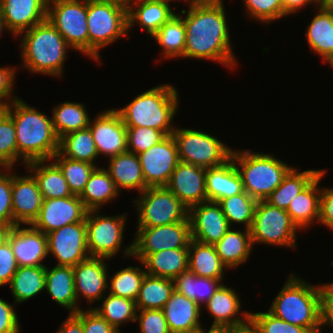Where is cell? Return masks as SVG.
Listing matches in <instances>:
<instances>
[{
	"instance_id": "cell-1",
	"label": "cell",
	"mask_w": 333,
	"mask_h": 333,
	"mask_svg": "<svg viewBox=\"0 0 333 333\" xmlns=\"http://www.w3.org/2000/svg\"><path fill=\"white\" fill-rule=\"evenodd\" d=\"M186 27L184 58L207 59L230 69L238 62L231 49L229 27L223 0L182 10Z\"/></svg>"
},
{
	"instance_id": "cell-2",
	"label": "cell",
	"mask_w": 333,
	"mask_h": 333,
	"mask_svg": "<svg viewBox=\"0 0 333 333\" xmlns=\"http://www.w3.org/2000/svg\"><path fill=\"white\" fill-rule=\"evenodd\" d=\"M18 98L3 109L12 117L18 147V161L51 160L59 151V138L52 119ZM20 159V160H19Z\"/></svg>"
},
{
	"instance_id": "cell-3",
	"label": "cell",
	"mask_w": 333,
	"mask_h": 333,
	"mask_svg": "<svg viewBox=\"0 0 333 333\" xmlns=\"http://www.w3.org/2000/svg\"><path fill=\"white\" fill-rule=\"evenodd\" d=\"M323 285L309 284L291 273L269 308L276 317L293 325L321 332Z\"/></svg>"
},
{
	"instance_id": "cell-4",
	"label": "cell",
	"mask_w": 333,
	"mask_h": 333,
	"mask_svg": "<svg viewBox=\"0 0 333 333\" xmlns=\"http://www.w3.org/2000/svg\"><path fill=\"white\" fill-rule=\"evenodd\" d=\"M177 89L170 84L153 87L137 95L121 109H115L126 127H150L172 135L173 119L179 107Z\"/></svg>"
},
{
	"instance_id": "cell-5",
	"label": "cell",
	"mask_w": 333,
	"mask_h": 333,
	"mask_svg": "<svg viewBox=\"0 0 333 333\" xmlns=\"http://www.w3.org/2000/svg\"><path fill=\"white\" fill-rule=\"evenodd\" d=\"M19 36L21 65L31 73L63 77L67 50L71 47L60 32L45 19Z\"/></svg>"
},
{
	"instance_id": "cell-6",
	"label": "cell",
	"mask_w": 333,
	"mask_h": 333,
	"mask_svg": "<svg viewBox=\"0 0 333 333\" xmlns=\"http://www.w3.org/2000/svg\"><path fill=\"white\" fill-rule=\"evenodd\" d=\"M235 150L231 159L241 176L244 191L257 201L266 200L294 168L270 153Z\"/></svg>"
},
{
	"instance_id": "cell-7",
	"label": "cell",
	"mask_w": 333,
	"mask_h": 333,
	"mask_svg": "<svg viewBox=\"0 0 333 333\" xmlns=\"http://www.w3.org/2000/svg\"><path fill=\"white\" fill-rule=\"evenodd\" d=\"M89 58L100 62V50L128 37L127 10L109 3L87 1Z\"/></svg>"
},
{
	"instance_id": "cell-8",
	"label": "cell",
	"mask_w": 333,
	"mask_h": 333,
	"mask_svg": "<svg viewBox=\"0 0 333 333\" xmlns=\"http://www.w3.org/2000/svg\"><path fill=\"white\" fill-rule=\"evenodd\" d=\"M172 136L181 162L207 169L221 166L231 159L232 148L201 130L177 127Z\"/></svg>"
},
{
	"instance_id": "cell-9",
	"label": "cell",
	"mask_w": 333,
	"mask_h": 333,
	"mask_svg": "<svg viewBox=\"0 0 333 333\" xmlns=\"http://www.w3.org/2000/svg\"><path fill=\"white\" fill-rule=\"evenodd\" d=\"M47 19L71 49L89 56L87 0H48Z\"/></svg>"
},
{
	"instance_id": "cell-10",
	"label": "cell",
	"mask_w": 333,
	"mask_h": 333,
	"mask_svg": "<svg viewBox=\"0 0 333 333\" xmlns=\"http://www.w3.org/2000/svg\"><path fill=\"white\" fill-rule=\"evenodd\" d=\"M134 204L138 210L137 227H157L184 221L188 208L166 186L148 187Z\"/></svg>"
},
{
	"instance_id": "cell-11",
	"label": "cell",
	"mask_w": 333,
	"mask_h": 333,
	"mask_svg": "<svg viewBox=\"0 0 333 333\" xmlns=\"http://www.w3.org/2000/svg\"><path fill=\"white\" fill-rule=\"evenodd\" d=\"M297 226L284 209L271 205L266 200L258 201L251 232L254 244L277 245L296 248Z\"/></svg>"
},
{
	"instance_id": "cell-12",
	"label": "cell",
	"mask_w": 333,
	"mask_h": 333,
	"mask_svg": "<svg viewBox=\"0 0 333 333\" xmlns=\"http://www.w3.org/2000/svg\"><path fill=\"white\" fill-rule=\"evenodd\" d=\"M136 229L135 239L122 252L125 257L130 258L132 254H151L166 249L188 248L192 239L189 218L177 223Z\"/></svg>"
},
{
	"instance_id": "cell-13",
	"label": "cell",
	"mask_w": 333,
	"mask_h": 333,
	"mask_svg": "<svg viewBox=\"0 0 333 333\" xmlns=\"http://www.w3.org/2000/svg\"><path fill=\"white\" fill-rule=\"evenodd\" d=\"M99 212L90 210L85 217L89 256L110 260L121 250L127 215L104 216Z\"/></svg>"
},
{
	"instance_id": "cell-14",
	"label": "cell",
	"mask_w": 333,
	"mask_h": 333,
	"mask_svg": "<svg viewBox=\"0 0 333 333\" xmlns=\"http://www.w3.org/2000/svg\"><path fill=\"white\" fill-rule=\"evenodd\" d=\"M46 236L48 255L56 258L57 265L73 267L90 257L85 219L65 225Z\"/></svg>"
},
{
	"instance_id": "cell-15",
	"label": "cell",
	"mask_w": 333,
	"mask_h": 333,
	"mask_svg": "<svg viewBox=\"0 0 333 333\" xmlns=\"http://www.w3.org/2000/svg\"><path fill=\"white\" fill-rule=\"evenodd\" d=\"M138 157L146 188L166 186L179 163L177 145L172 135L138 154Z\"/></svg>"
},
{
	"instance_id": "cell-16",
	"label": "cell",
	"mask_w": 333,
	"mask_h": 333,
	"mask_svg": "<svg viewBox=\"0 0 333 333\" xmlns=\"http://www.w3.org/2000/svg\"><path fill=\"white\" fill-rule=\"evenodd\" d=\"M90 119L89 128L96 144L98 155L115 157L127 152V132L119 113L107 109ZM92 120V121H91Z\"/></svg>"
},
{
	"instance_id": "cell-17",
	"label": "cell",
	"mask_w": 333,
	"mask_h": 333,
	"mask_svg": "<svg viewBox=\"0 0 333 333\" xmlns=\"http://www.w3.org/2000/svg\"><path fill=\"white\" fill-rule=\"evenodd\" d=\"M87 212L79 195L43 199L39 215L31 225L44 234H48L65 225L82 222Z\"/></svg>"
},
{
	"instance_id": "cell-18",
	"label": "cell",
	"mask_w": 333,
	"mask_h": 333,
	"mask_svg": "<svg viewBox=\"0 0 333 333\" xmlns=\"http://www.w3.org/2000/svg\"><path fill=\"white\" fill-rule=\"evenodd\" d=\"M191 238L215 245L230 226L218 202L205 201L188 209Z\"/></svg>"
},
{
	"instance_id": "cell-19",
	"label": "cell",
	"mask_w": 333,
	"mask_h": 333,
	"mask_svg": "<svg viewBox=\"0 0 333 333\" xmlns=\"http://www.w3.org/2000/svg\"><path fill=\"white\" fill-rule=\"evenodd\" d=\"M105 258L89 257L73 266L74 288L77 298V312L80 296L86 299L90 305L101 301L108 288V268Z\"/></svg>"
},
{
	"instance_id": "cell-20",
	"label": "cell",
	"mask_w": 333,
	"mask_h": 333,
	"mask_svg": "<svg viewBox=\"0 0 333 333\" xmlns=\"http://www.w3.org/2000/svg\"><path fill=\"white\" fill-rule=\"evenodd\" d=\"M238 296L234 288H228L224 283L217 289L204 305L211 317H214L210 328L240 330L249 327L250 313L240 311L242 305ZM238 314H241V318Z\"/></svg>"
},
{
	"instance_id": "cell-21",
	"label": "cell",
	"mask_w": 333,
	"mask_h": 333,
	"mask_svg": "<svg viewBox=\"0 0 333 333\" xmlns=\"http://www.w3.org/2000/svg\"><path fill=\"white\" fill-rule=\"evenodd\" d=\"M166 187L189 209L207 201L206 168L179 161Z\"/></svg>"
},
{
	"instance_id": "cell-22",
	"label": "cell",
	"mask_w": 333,
	"mask_h": 333,
	"mask_svg": "<svg viewBox=\"0 0 333 333\" xmlns=\"http://www.w3.org/2000/svg\"><path fill=\"white\" fill-rule=\"evenodd\" d=\"M31 227L13 226L7 234L18 266H46L43 260L48 256L47 236Z\"/></svg>"
},
{
	"instance_id": "cell-23",
	"label": "cell",
	"mask_w": 333,
	"mask_h": 333,
	"mask_svg": "<svg viewBox=\"0 0 333 333\" xmlns=\"http://www.w3.org/2000/svg\"><path fill=\"white\" fill-rule=\"evenodd\" d=\"M42 203L38 183L31 173L27 176L12 174L13 226L31 225L38 217Z\"/></svg>"
},
{
	"instance_id": "cell-24",
	"label": "cell",
	"mask_w": 333,
	"mask_h": 333,
	"mask_svg": "<svg viewBox=\"0 0 333 333\" xmlns=\"http://www.w3.org/2000/svg\"><path fill=\"white\" fill-rule=\"evenodd\" d=\"M48 0H0L7 30L18 36L47 19Z\"/></svg>"
},
{
	"instance_id": "cell-25",
	"label": "cell",
	"mask_w": 333,
	"mask_h": 333,
	"mask_svg": "<svg viewBox=\"0 0 333 333\" xmlns=\"http://www.w3.org/2000/svg\"><path fill=\"white\" fill-rule=\"evenodd\" d=\"M201 309L196 302L174 291L162 311L171 333H198L204 328Z\"/></svg>"
},
{
	"instance_id": "cell-26",
	"label": "cell",
	"mask_w": 333,
	"mask_h": 333,
	"mask_svg": "<svg viewBox=\"0 0 333 333\" xmlns=\"http://www.w3.org/2000/svg\"><path fill=\"white\" fill-rule=\"evenodd\" d=\"M151 276L174 280L188 269V248L166 249L151 254H132Z\"/></svg>"
},
{
	"instance_id": "cell-27",
	"label": "cell",
	"mask_w": 333,
	"mask_h": 333,
	"mask_svg": "<svg viewBox=\"0 0 333 333\" xmlns=\"http://www.w3.org/2000/svg\"><path fill=\"white\" fill-rule=\"evenodd\" d=\"M175 14L163 0H132L127 10L128 31L138 23L152 37Z\"/></svg>"
},
{
	"instance_id": "cell-28",
	"label": "cell",
	"mask_w": 333,
	"mask_h": 333,
	"mask_svg": "<svg viewBox=\"0 0 333 333\" xmlns=\"http://www.w3.org/2000/svg\"><path fill=\"white\" fill-rule=\"evenodd\" d=\"M326 171L323 170L306 188L298 193L286 210L299 231H304L315 222L318 223L321 193V187L318 185Z\"/></svg>"
},
{
	"instance_id": "cell-29",
	"label": "cell",
	"mask_w": 333,
	"mask_h": 333,
	"mask_svg": "<svg viewBox=\"0 0 333 333\" xmlns=\"http://www.w3.org/2000/svg\"><path fill=\"white\" fill-rule=\"evenodd\" d=\"M243 191L241 176L232 159L221 166L206 169L207 201L218 202Z\"/></svg>"
},
{
	"instance_id": "cell-30",
	"label": "cell",
	"mask_w": 333,
	"mask_h": 333,
	"mask_svg": "<svg viewBox=\"0 0 333 333\" xmlns=\"http://www.w3.org/2000/svg\"><path fill=\"white\" fill-rule=\"evenodd\" d=\"M117 190H138L139 193L146 189V183L142 174V167L137 154L124 152L109 158V166L106 169Z\"/></svg>"
},
{
	"instance_id": "cell-31",
	"label": "cell",
	"mask_w": 333,
	"mask_h": 333,
	"mask_svg": "<svg viewBox=\"0 0 333 333\" xmlns=\"http://www.w3.org/2000/svg\"><path fill=\"white\" fill-rule=\"evenodd\" d=\"M48 161H32L25 165L28 172L36 179L43 199L72 196L73 194L59 166L52 159L49 161L50 163Z\"/></svg>"
},
{
	"instance_id": "cell-32",
	"label": "cell",
	"mask_w": 333,
	"mask_h": 333,
	"mask_svg": "<svg viewBox=\"0 0 333 333\" xmlns=\"http://www.w3.org/2000/svg\"><path fill=\"white\" fill-rule=\"evenodd\" d=\"M45 291L58 305L67 309L70 314L77 312L72 266L55 265L51 269L46 266Z\"/></svg>"
},
{
	"instance_id": "cell-33",
	"label": "cell",
	"mask_w": 333,
	"mask_h": 333,
	"mask_svg": "<svg viewBox=\"0 0 333 333\" xmlns=\"http://www.w3.org/2000/svg\"><path fill=\"white\" fill-rule=\"evenodd\" d=\"M214 247L227 269L237 268L245 264L253 250L251 232L246 228L236 231L230 227Z\"/></svg>"
},
{
	"instance_id": "cell-34",
	"label": "cell",
	"mask_w": 333,
	"mask_h": 333,
	"mask_svg": "<svg viewBox=\"0 0 333 333\" xmlns=\"http://www.w3.org/2000/svg\"><path fill=\"white\" fill-rule=\"evenodd\" d=\"M188 269L197 276L222 281L227 267L222 263L214 245L191 239L188 246Z\"/></svg>"
},
{
	"instance_id": "cell-35",
	"label": "cell",
	"mask_w": 333,
	"mask_h": 333,
	"mask_svg": "<svg viewBox=\"0 0 333 333\" xmlns=\"http://www.w3.org/2000/svg\"><path fill=\"white\" fill-rule=\"evenodd\" d=\"M120 191L117 190L114 181L105 168L97 166L87 181L79 198L84 207L90 210H100L102 205L114 200Z\"/></svg>"
},
{
	"instance_id": "cell-36",
	"label": "cell",
	"mask_w": 333,
	"mask_h": 333,
	"mask_svg": "<svg viewBox=\"0 0 333 333\" xmlns=\"http://www.w3.org/2000/svg\"><path fill=\"white\" fill-rule=\"evenodd\" d=\"M317 10L318 13L313 17L305 34L311 51L321 56L325 62L333 55V10Z\"/></svg>"
},
{
	"instance_id": "cell-37",
	"label": "cell",
	"mask_w": 333,
	"mask_h": 333,
	"mask_svg": "<svg viewBox=\"0 0 333 333\" xmlns=\"http://www.w3.org/2000/svg\"><path fill=\"white\" fill-rule=\"evenodd\" d=\"M46 266H18L9 284L14 303H24L45 290Z\"/></svg>"
},
{
	"instance_id": "cell-38",
	"label": "cell",
	"mask_w": 333,
	"mask_h": 333,
	"mask_svg": "<svg viewBox=\"0 0 333 333\" xmlns=\"http://www.w3.org/2000/svg\"><path fill=\"white\" fill-rule=\"evenodd\" d=\"M295 167L283 179V182L266 199L277 208L287 210L290 202L298 193L306 188L322 171L310 169L303 172Z\"/></svg>"
},
{
	"instance_id": "cell-39",
	"label": "cell",
	"mask_w": 333,
	"mask_h": 333,
	"mask_svg": "<svg viewBox=\"0 0 333 333\" xmlns=\"http://www.w3.org/2000/svg\"><path fill=\"white\" fill-rule=\"evenodd\" d=\"M173 282L176 292L185 295L200 307L205 305L223 284L218 279L197 276L189 269L178 275Z\"/></svg>"
},
{
	"instance_id": "cell-40",
	"label": "cell",
	"mask_w": 333,
	"mask_h": 333,
	"mask_svg": "<svg viewBox=\"0 0 333 333\" xmlns=\"http://www.w3.org/2000/svg\"><path fill=\"white\" fill-rule=\"evenodd\" d=\"M52 112V124L59 139L68 133L88 128L91 119L85 105L80 102H63L55 106Z\"/></svg>"
},
{
	"instance_id": "cell-41",
	"label": "cell",
	"mask_w": 333,
	"mask_h": 333,
	"mask_svg": "<svg viewBox=\"0 0 333 333\" xmlns=\"http://www.w3.org/2000/svg\"><path fill=\"white\" fill-rule=\"evenodd\" d=\"M152 37L156 40L158 46L162 48L163 51L161 54L163 58H183L186 27L182 19V11L181 16L176 13Z\"/></svg>"
},
{
	"instance_id": "cell-42",
	"label": "cell",
	"mask_w": 333,
	"mask_h": 333,
	"mask_svg": "<svg viewBox=\"0 0 333 333\" xmlns=\"http://www.w3.org/2000/svg\"><path fill=\"white\" fill-rule=\"evenodd\" d=\"M174 291L173 280L146 274L135 301L137 310H162Z\"/></svg>"
},
{
	"instance_id": "cell-43",
	"label": "cell",
	"mask_w": 333,
	"mask_h": 333,
	"mask_svg": "<svg viewBox=\"0 0 333 333\" xmlns=\"http://www.w3.org/2000/svg\"><path fill=\"white\" fill-rule=\"evenodd\" d=\"M63 157L95 163L99 157L90 128L68 133L59 139V151Z\"/></svg>"
},
{
	"instance_id": "cell-44",
	"label": "cell",
	"mask_w": 333,
	"mask_h": 333,
	"mask_svg": "<svg viewBox=\"0 0 333 333\" xmlns=\"http://www.w3.org/2000/svg\"><path fill=\"white\" fill-rule=\"evenodd\" d=\"M92 309L118 331H120L119 327L122 324L135 322L137 315L135 301L110 293L102 297V305L100 307H92Z\"/></svg>"
},
{
	"instance_id": "cell-45",
	"label": "cell",
	"mask_w": 333,
	"mask_h": 333,
	"mask_svg": "<svg viewBox=\"0 0 333 333\" xmlns=\"http://www.w3.org/2000/svg\"><path fill=\"white\" fill-rule=\"evenodd\" d=\"M257 200L252 198L246 191L223 198L218 201L230 227L235 224H244V228L251 229Z\"/></svg>"
},
{
	"instance_id": "cell-46",
	"label": "cell",
	"mask_w": 333,
	"mask_h": 333,
	"mask_svg": "<svg viewBox=\"0 0 333 333\" xmlns=\"http://www.w3.org/2000/svg\"><path fill=\"white\" fill-rule=\"evenodd\" d=\"M52 160L61 169L73 195L81 194L87 181L89 180L90 175L97 167L96 165L86 161L73 160L63 157L59 152L52 157Z\"/></svg>"
},
{
	"instance_id": "cell-47",
	"label": "cell",
	"mask_w": 333,
	"mask_h": 333,
	"mask_svg": "<svg viewBox=\"0 0 333 333\" xmlns=\"http://www.w3.org/2000/svg\"><path fill=\"white\" fill-rule=\"evenodd\" d=\"M141 267L128 266L120 271H117L110 282L108 289L110 294L124 297L136 301L142 281L147 274Z\"/></svg>"
},
{
	"instance_id": "cell-48",
	"label": "cell",
	"mask_w": 333,
	"mask_h": 333,
	"mask_svg": "<svg viewBox=\"0 0 333 333\" xmlns=\"http://www.w3.org/2000/svg\"><path fill=\"white\" fill-rule=\"evenodd\" d=\"M18 162V147L12 117L0 111V164L3 168H14Z\"/></svg>"
},
{
	"instance_id": "cell-49",
	"label": "cell",
	"mask_w": 333,
	"mask_h": 333,
	"mask_svg": "<svg viewBox=\"0 0 333 333\" xmlns=\"http://www.w3.org/2000/svg\"><path fill=\"white\" fill-rule=\"evenodd\" d=\"M255 333H312L309 329L293 325L267 312L250 313V325Z\"/></svg>"
},
{
	"instance_id": "cell-50",
	"label": "cell",
	"mask_w": 333,
	"mask_h": 333,
	"mask_svg": "<svg viewBox=\"0 0 333 333\" xmlns=\"http://www.w3.org/2000/svg\"><path fill=\"white\" fill-rule=\"evenodd\" d=\"M245 13L250 18L260 21L263 24L271 23L287 15L281 0H243Z\"/></svg>"
},
{
	"instance_id": "cell-51",
	"label": "cell",
	"mask_w": 333,
	"mask_h": 333,
	"mask_svg": "<svg viewBox=\"0 0 333 333\" xmlns=\"http://www.w3.org/2000/svg\"><path fill=\"white\" fill-rule=\"evenodd\" d=\"M127 150L135 154L145 152L163 140L166 135L150 127H126Z\"/></svg>"
},
{
	"instance_id": "cell-52",
	"label": "cell",
	"mask_w": 333,
	"mask_h": 333,
	"mask_svg": "<svg viewBox=\"0 0 333 333\" xmlns=\"http://www.w3.org/2000/svg\"><path fill=\"white\" fill-rule=\"evenodd\" d=\"M6 172V173H5ZM0 171V223L13 227L12 172L13 168Z\"/></svg>"
},
{
	"instance_id": "cell-53",
	"label": "cell",
	"mask_w": 333,
	"mask_h": 333,
	"mask_svg": "<svg viewBox=\"0 0 333 333\" xmlns=\"http://www.w3.org/2000/svg\"><path fill=\"white\" fill-rule=\"evenodd\" d=\"M137 312L135 322L139 321L141 333H171L162 310L144 309Z\"/></svg>"
},
{
	"instance_id": "cell-54",
	"label": "cell",
	"mask_w": 333,
	"mask_h": 333,
	"mask_svg": "<svg viewBox=\"0 0 333 333\" xmlns=\"http://www.w3.org/2000/svg\"><path fill=\"white\" fill-rule=\"evenodd\" d=\"M74 315L82 322L83 333H121L94 311L91 306L89 309H80Z\"/></svg>"
},
{
	"instance_id": "cell-55",
	"label": "cell",
	"mask_w": 333,
	"mask_h": 333,
	"mask_svg": "<svg viewBox=\"0 0 333 333\" xmlns=\"http://www.w3.org/2000/svg\"><path fill=\"white\" fill-rule=\"evenodd\" d=\"M18 265L12 252L10 242L5 240L0 245V287L9 285Z\"/></svg>"
},
{
	"instance_id": "cell-56",
	"label": "cell",
	"mask_w": 333,
	"mask_h": 333,
	"mask_svg": "<svg viewBox=\"0 0 333 333\" xmlns=\"http://www.w3.org/2000/svg\"><path fill=\"white\" fill-rule=\"evenodd\" d=\"M15 303H8L0 298V333H20V324Z\"/></svg>"
},
{
	"instance_id": "cell-57",
	"label": "cell",
	"mask_w": 333,
	"mask_h": 333,
	"mask_svg": "<svg viewBox=\"0 0 333 333\" xmlns=\"http://www.w3.org/2000/svg\"><path fill=\"white\" fill-rule=\"evenodd\" d=\"M16 71V67H0V106L2 107L18 99V97L12 94Z\"/></svg>"
},
{
	"instance_id": "cell-58",
	"label": "cell",
	"mask_w": 333,
	"mask_h": 333,
	"mask_svg": "<svg viewBox=\"0 0 333 333\" xmlns=\"http://www.w3.org/2000/svg\"><path fill=\"white\" fill-rule=\"evenodd\" d=\"M318 222L333 230V188H321Z\"/></svg>"
},
{
	"instance_id": "cell-59",
	"label": "cell",
	"mask_w": 333,
	"mask_h": 333,
	"mask_svg": "<svg viewBox=\"0 0 333 333\" xmlns=\"http://www.w3.org/2000/svg\"><path fill=\"white\" fill-rule=\"evenodd\" d=\"M333 327V289L328 284H323L322 297V327Z\"/></svg>"
},
{
	"instance_id": "cell-60",
	"label": "cell",
	"mask_w": 333,
	"mask_h": 333,
	"mask_svg": "<svg viewBox=\"0 0 333 333\" xmlns=\"http://www.w3.org/2000/svg\"><path fill=\"white\" fill-rule=\"evenodd\" d=\"M56 333H83L82 322L74 314H70Z\"/></svg>"
},
{
	"instance_id": "cell-61",
	"label": "cell",
	"mask_w": 333,
	"mask_h": 333,
	"mask_svg": "<svg viewBox=\"0 0 333 333\" xmlns=\"http://www.w3.org/2000/svg\"><path fill=\"white\" fill-rule=\"evenodd\" d=\"M284 12L287 16L303 9L308 4H315L313 0H281ZM303 7V8H302Z\"/></svg>"
},
{
	"instance_id": "cell-62",
	"label": "cell",
	"mask_w": 333,
	"mask_h": 333,
	"mask_svg": "<svg viewBox=\"0 0 333 333\" xmlns=\"http://www.w3.org/2000/svg\"><path fill=\"white\" fill-rule=\"evenodd\" d=\"M166 4H168L169 6L171 5L170 3L172 1H180V0H163ZM182 1V0H181ZM185 2H189L187 5H189L188 9H192L196 6H201V5H204V4H208V3H211L213 2L214 0H184Z\"/></svg>"
},
{
	"instance_id": "cell-63",
	"label": "cell",
	"mask_w": 333,
	"mask_h": 333,
	"mask_svg": "<svg viewBox=\"0 0 333 333\" xmlns=\"http://www.w3.org/2000/svg\"><path fill=\"white\" fill-rule=\"evenodd\" d=\"M87 1L109 3V4H113V5L125 8L126 10H128V7H129L130 3L132 2V0H87Z\"/></svg>"
},
{
	"instance_id": "cell-64",
	"label": "cell",
	"mask_w": 333,
	"mask_h": 333,
	"mask_svg": "<svg viewBox=\"0 0 333 333\" xmlns=\"http://www.w3.org/2000/svg\"><path fill=\"white\" fill-rule=\"evenodd\" d=\"M324 10H333V0H319L314 6Z\"/></svg>"
},
{
	"instance_id": "cell-65",
	"label": "cell",
	"mask_w": 333,
	"mask_h": 333,
	"mask_svg": "<svg viewBox=\"0 0 333 333\" xmlns=\"http://www.w3.org/2000/svg\"><path fill=\"white\" fill-rule=\"evenodd\" d=\"M11 227L0 223V245L7 240V234Z\"/></svg>"
},
{
	"instance_id": "cell-66",
	"label": "cell",
	"mask_w": 333,
	"mask_h": 333,
	"mask_svg": "<svg viewBox=\"0 0 333 333\" xmlns=\"http://www.w3.org/2000/svg\"><path fill=\"white\" fill-rule=\"evenodd\" d=\"M198 333H233V329L230 328H210L206 332L205 329H202Z\"/></svg>"
},
{
	"instance_id": "cell-67",
	"label": "cell",
	"mask_w": 333,
	"mask_h": 333,
	"mask_svg": "<svg viewBox=\"0 0 333 333\" xmlns=\"http://www.w3.org/2000/svg\"><path fill=\"white\" fill-rule=\"evenodd\" d=\"M233 333H255L254 330L249 326L247 328L244 329H240V330H234L233 329Z\"/></svg>"
},
{
	"instance_id": "cell-68",
	"label": "cell",
	"mask_w": 333,
	"mask_h": 333,
	"mask_svg": "<svg viewBox=\"0 0 333 333\" xmlns=\"http://www.w3.org/2000/svg\"><path fill=\"white\" fill-rule=\"evenodd\" d=\"M5 29H6V31H8L6 24L2 18V14H1V10H0V36H1V33L3 32V30H5Z\"/></svg>"
},
{
	"instance_id": "cell-69",
	"label": "cell",
	"mask_w": 333,
	"mask_h": 333,
	"mask_svg": "<svg viewBox=\"0 0 333 333\" xmlns=\"http://www.w3.org/2000/svg\"><path fill=\"white\" fill-rule=\"evenodd\" d=\"M326 62H328L327 64H330L331 67L333 68V55L330 56V57L325 61V63H326Z\"/></svg>"
},
{
	"instance_id": "cell-70",
	"label": "cell",
	"mask_w": 333,
	"mask_h": 333,
	"mask_svg": "<svg viewBox=\"0 0 333 333\" xmlns=\"http://www.w3.org/2000/svg\"><path fill=\"white\" fill-rule=\"evenodd\" d=\"M328 285L333 289V282L328 283Z\"/></svg>"
}]
</instances>
